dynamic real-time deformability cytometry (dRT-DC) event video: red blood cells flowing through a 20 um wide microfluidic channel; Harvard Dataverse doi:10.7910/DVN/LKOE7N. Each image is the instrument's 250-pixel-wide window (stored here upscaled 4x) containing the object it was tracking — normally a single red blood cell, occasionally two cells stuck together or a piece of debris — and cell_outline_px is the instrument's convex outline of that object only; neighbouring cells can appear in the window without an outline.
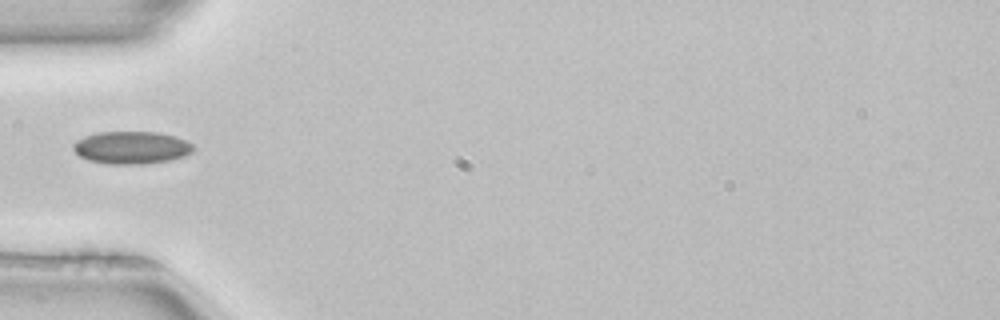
{"species": "common noctule bat (a hibernating species)", "species_latin": "Nyctalus noctula", "temperature_condition": "room temperature", "stored_images_in_passage": 4, "camera_frame_rate_fps": 3000, "um_per_image_px": 0.085, "animal": {"sex": "female", "body_mass_g": 22.7, "forearm_length_mm": 54.2}, "frame": {"image": 1, "passage_image": 4, "time_ms": 1.0, "image_size_px": [1000, 320], "cell_outline_px": [[192, 152], [184, 156], [168, 160], [144, 164], [108, 164], [88, 160], [80, 156], [72, 148], [72, 144], [76, 140], [84, 136], [100, 132], [160, 132], [184, 140], [192, 144]], "centroid_in_image_um": [11.13, 12.55], "position_along_channel_um": 73.9, "area_um2": 22.66}}